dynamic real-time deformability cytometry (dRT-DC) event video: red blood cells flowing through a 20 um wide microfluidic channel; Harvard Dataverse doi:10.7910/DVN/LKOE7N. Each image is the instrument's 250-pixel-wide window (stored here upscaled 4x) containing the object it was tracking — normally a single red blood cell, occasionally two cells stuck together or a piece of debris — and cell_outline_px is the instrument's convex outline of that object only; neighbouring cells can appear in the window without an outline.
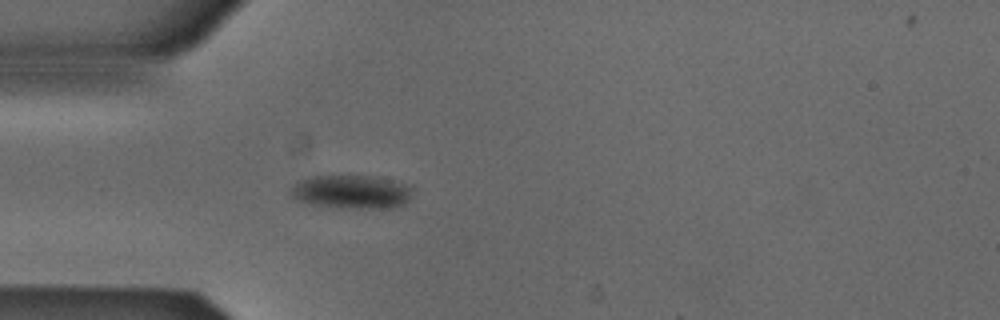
{"species": "Egyptian fruit bat (a non-hibernating species)", "species_latin": "Rousettus aegyptiacus", "temperature_condition": "cold", "stored_images_in_passage": 22, "camera_frame_rate_fps": 3000, "um_per_image_px": 0.085, "animal": {"sex": "male"}, "frame": {"image": 1, "passage_image": 1, "time_ms": 0.0, "image_size_px": [1000, 320], "cell_outline_px": [[412, 188], [408, 200], [400, 208], [336, 208], [312, 204], [296, 200], [288, 192], [292, 184], [308, 176], [380, 176], [412, 184]], "centroid_in_image_um": [29.9, 16.3], "position_along_channel_um": 55.1, "area_um2": 24.57}}
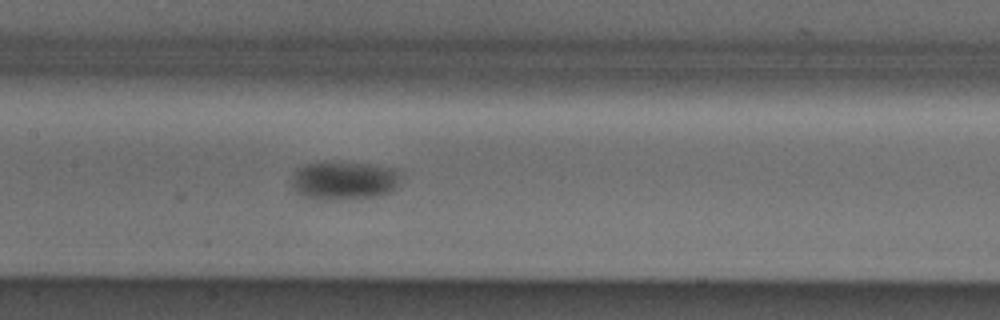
{"frame": {"image": 2, "passage_image": 11, "time_ms": 3.333, "image_size_px": [1000, 320], "cell_outline_px": [[404, 172], [400, 184], [392, 192], [376, 196], [324, 200], [316, 200], [304, 196], [296, 192], [292, 188], [292, 176], [296, 168], [304, 164], [332, 160], [368, 164], [400, 168]], "centroid_in_image_um": [29.3, 15.3], "position_along_channel_um": 178.1, "area_um2": 25.49}}
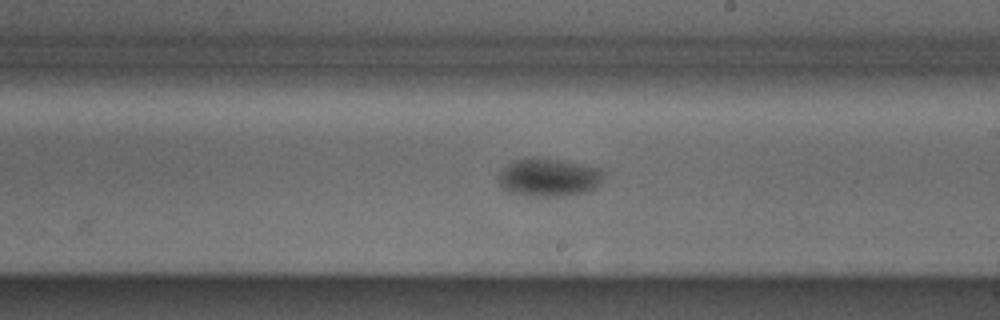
{"frame": {"image": 3, "passage_image": 16, "time_ms": 5.0, "image_size_px": [1000, 320], "cell_outline_px": [[604, 180], [596, 188], [588, 192], [564, 196], [528, 196], [508, 192], [500, 184], [500, 172], [508, 164], [516, 160], [556, 160], [580, 164], [600, 168], [604, 172]], "centroid_in_image_um": [46.73, 15.13], "position_along_channel_um": 242.3, "area_um2": 22.83}}